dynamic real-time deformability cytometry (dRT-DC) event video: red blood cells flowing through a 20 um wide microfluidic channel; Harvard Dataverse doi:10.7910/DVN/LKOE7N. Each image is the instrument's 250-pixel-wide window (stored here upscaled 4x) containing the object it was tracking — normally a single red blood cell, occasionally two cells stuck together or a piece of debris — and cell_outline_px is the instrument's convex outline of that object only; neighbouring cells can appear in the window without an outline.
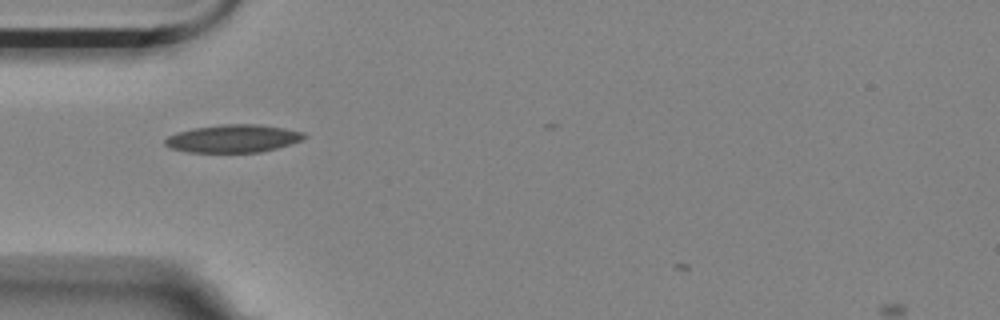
{"species": "Egyptian fruit bat (a non-hibernating species)", "species_latin": "Rousettus aegyptiacus", "temperature_condition": "room temperature", "stored_images_in_passage": 30, "camera_frame_rate_fps": 3000, "um_per_image_px": 0.085, "animal": {"sex": "female"}, "frame": {"image": 1, "passage_image": 2, "time_ms": 0.333, "image_size_px": [1000, 320], "cell_outline_px": [[308, 136], [300, 140], [276, 148], [260, 152], [188, 152], [172, 148], [164, 144], [164, 140], [168, 136], [176, 132], [192, 128], [220, 124], [260, 124], [284, 128], [304, 132]], "centroid_in_image_um": [19.8, 11.76], "position_along_channel_um": 65.2, "area_um2": 22.54}}
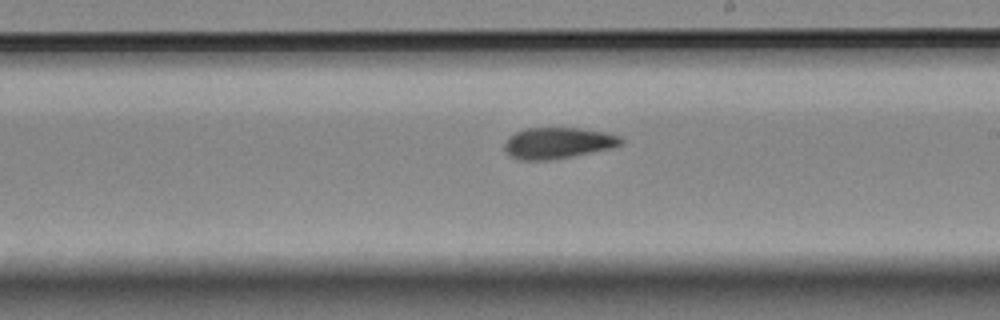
{"frame": {"image": 2, "passage_image": 17, "time_ms": 5.333, "image_size_px": [1000, 320], "cell_outline_px": [[624, 144], [612, 148], [572, 156], [548, 160], [520, 160], [504, 152], [504, 144], [508, 136], [524, 128], [580, 128], [604, 132], [624, 136]], "centroid_in_image_um": [47.44, 12.15], "position_along_channel_um": 241.6, "area_um2": 21.39}}
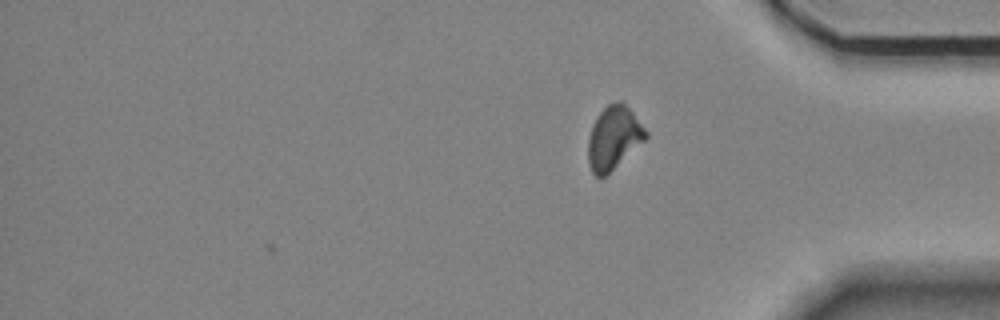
{"frame": {"image": 3, "passage_image": 30, "time_ms": 9.667, "image_size_px": [1000, 320], "cell_outline_px": [[648, 136], [644, 140], [604, 176], [596, 176], [592, 172], [588, 164], [588, 140], [592, 124], [596, 116], [608, 104], [616, 100], [620, 100], [632, 112], [648, 132]], "centroid_in_image_um": [52.13, 11.68], "position_along_channel_um": 383.1, "area_um2": 20.81}, "authors_computed_cell_mechanics": {"area_um2": 21.4727, "velocity_mm_per_s": 3.5227, "shape_relaxation_time_tau1_ms": null, "shape_relaxation_time_tau2_ms": 7.3039, "deformation_change_tau1": null, "deformation_change_tau2": 0.126}}